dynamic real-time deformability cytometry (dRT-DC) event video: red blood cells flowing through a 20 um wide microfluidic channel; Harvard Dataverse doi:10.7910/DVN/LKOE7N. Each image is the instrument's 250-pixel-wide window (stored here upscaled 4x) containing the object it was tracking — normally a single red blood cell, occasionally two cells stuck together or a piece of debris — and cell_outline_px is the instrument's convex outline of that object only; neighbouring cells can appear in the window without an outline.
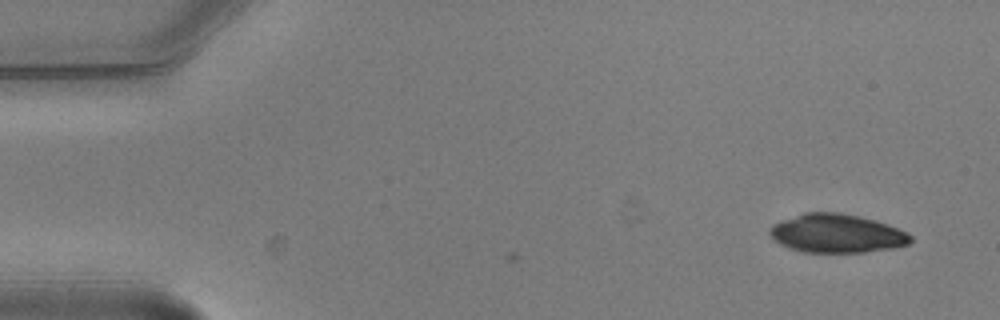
{"species": "common noctule bat (a hibernating species)", "species_latin": "Nyctalus noctula", "temperature_condition": "warm", "stored_images_in_passage": 9, "camera_frame_rate_fps": 3000, "um_per_image_px": 0.085, "animal": {"sex": "male", "body_mass_g": 20.5, "forearm_length_mm": 52.5}, "frame": {"image": 1, "passage_image": 1, "time_ms": 0.0, "image_size_px": [1000, 320], "cell_outline_px": [[912, 240], [908, 244], [896, 248], [864, 252], [804, 252], [788, 248], [780, 244], [768, 232], [768, 228], [772, 224], [780, 220], [804, 212], [840, 212], [860, 216], [876, 220], [888, 224], [908, 232], [912, 236]], "centroid_in_image_um": [71.13, 19.83], "position_along_channel_um": 13.9, "area_um2": 32.08}}